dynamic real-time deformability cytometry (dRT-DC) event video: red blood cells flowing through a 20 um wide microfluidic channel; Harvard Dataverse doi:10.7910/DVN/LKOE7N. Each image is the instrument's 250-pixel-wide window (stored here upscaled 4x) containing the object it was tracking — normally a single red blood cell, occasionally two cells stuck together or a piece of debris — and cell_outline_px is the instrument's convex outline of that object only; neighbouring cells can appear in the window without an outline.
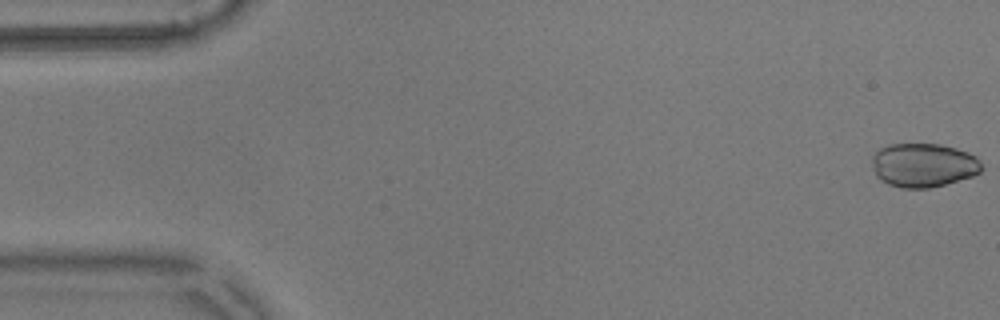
{"species": "common noctule bat (a hibernating species)", "species_latin": "Nyctalus noctula", "temperature_condition": "warm", "stored_images_in_passage": 24, "camera_frame_rate_fps": 3000, "um_per_image_px": 0.085, "animal": {"sex": "male", "body_mass_g": 17.9}, "frame": {"image": 1, "passage_image": 1, "time_ms": 0.0, "image_size_px": [1000, 320], "cell_outline_px": [[984, 168], [980, 172], [972, 176], [944, 184], [928, 188], [900, 188], [888, 184], [876, 176], [872, 164], [872, 156], [880, 148], [888, 144], [940, 144], [956, 148], [968, 152], [976, 156]], "centroid_in_image_um": [78.49, 14.03], "position_along_channel_um": 6.5, "area_um2": 28.09}}